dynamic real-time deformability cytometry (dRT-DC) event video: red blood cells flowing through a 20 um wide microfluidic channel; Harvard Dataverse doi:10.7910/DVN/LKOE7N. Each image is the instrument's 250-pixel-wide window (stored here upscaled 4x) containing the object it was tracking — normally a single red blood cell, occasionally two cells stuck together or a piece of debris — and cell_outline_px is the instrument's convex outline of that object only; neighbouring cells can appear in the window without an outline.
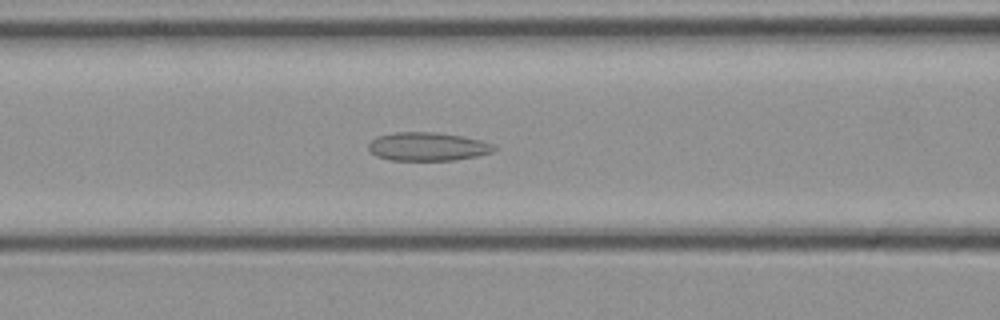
{"species": "common noctule bat (a hibernating species)", "species_latin": "Nyctalus noctula", "temperature_condition": "cold", "stored_images_in_passage": 39, "camera_frame_rate_fps": 3000, "um_per_image_px": 0.085, "animal": {"sex": "female", "body_mass_g": 21.9}, "frame": {"image": 1, "passage_image": 17, "time_ms": 5.333, "image_size_px": [1000, 320], "cell_outline_px": [[496, 148], [492, 152], [476, 156], [456, 160], [388, 160], [376, 156], [368, 148], [368, 144], [376, 136], [396, 132], [432, 132], [464, 136], [496, 144]], "centroid_in_image_um": [36.36, 12.46], "position_along_channel_um": 130.2, "area_um2": 20.92}}
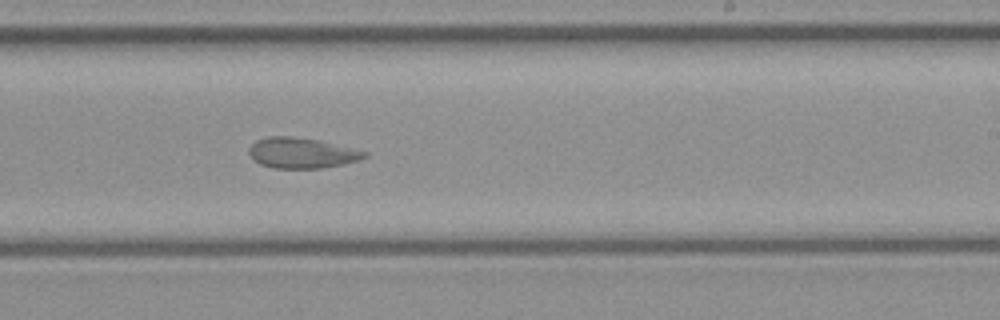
{"frame": {"image": 2, "passage_image": 26, "time_ms": 8.333, "image_size_px": [1000, 320], "cell_outline_px": [[368, 156], [360, 160], [344, 164], [324, 168], [272, 168], [260, 164], [248, 152], [248, 148], [256, 140], [268, 136], [292, 136], [320, 140], [368, 152]], "centroid_in_image_um": [25.67, 13.0], "position_along_channel_um": 263.3, "area_um2": 20.63}}
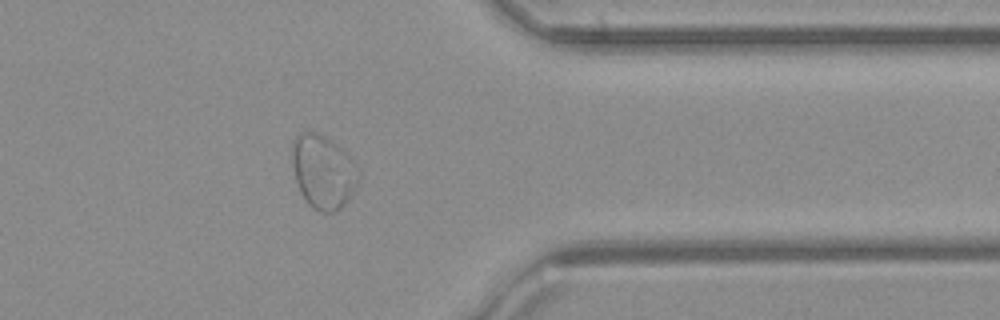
{"frame": {"image": 3, "passage_image": 35, "time_ms": 11.333, "image_size_px": [1000, 320], "cell_outline_px": [[360, 176], [348, 200], [336, 212], [320, 212], [312, 208], [308, 204], [300, 192], [292, 168], [292, 140], [300, 132], [316, 132], [324, 136], [340, 148], [344, 152], [360, 172]], "centroid_in_image_um": [27.43, 14.62], "position_along_channel_um": 384.0, "area_um2": 28.26}}